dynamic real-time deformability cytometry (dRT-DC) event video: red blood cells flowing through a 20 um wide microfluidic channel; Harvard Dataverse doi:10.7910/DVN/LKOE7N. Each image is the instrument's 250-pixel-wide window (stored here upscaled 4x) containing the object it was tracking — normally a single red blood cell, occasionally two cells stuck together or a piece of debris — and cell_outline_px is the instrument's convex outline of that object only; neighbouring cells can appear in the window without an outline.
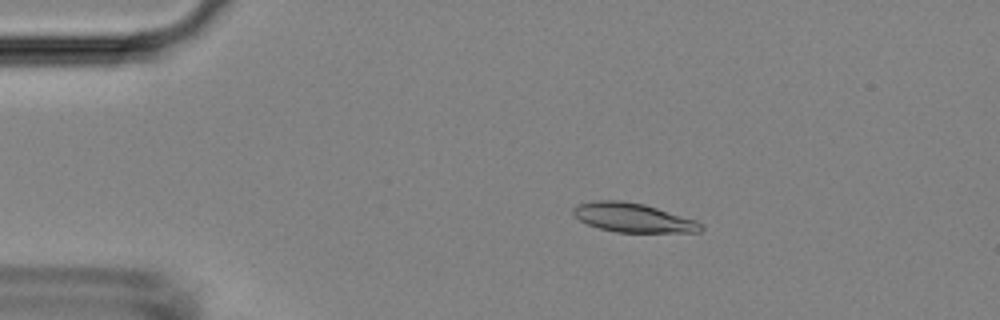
{"species": "Egyptian fruit bat (a non-hibernating species)", "species_latin": "Rousettus aegyptiacus", "temperature_condition": "room temperature", "stored_images_in_passage": 6, "camera_frame_rate_fps": 3000, "um_per_image_px": 0.085, "animal": {"sex": "female"}, "frame": {"image": 1, "passage_image": 2, "time_ms": 1.333, "image_size_px": [1000, 320], "cell_outline_px": [[704, 228], [700, 232], [616, 232], [600, 228], [588, 224], [580, 220], [572, 212], [572, 208], [576, 204], [596, 200], [624, 200], [644, 204], [696, 220], [704, 224]], "centroid_in_image_um": [53.81, 18.49], "position_along_channel_um": 31.2, "area_um2": 21.68}}
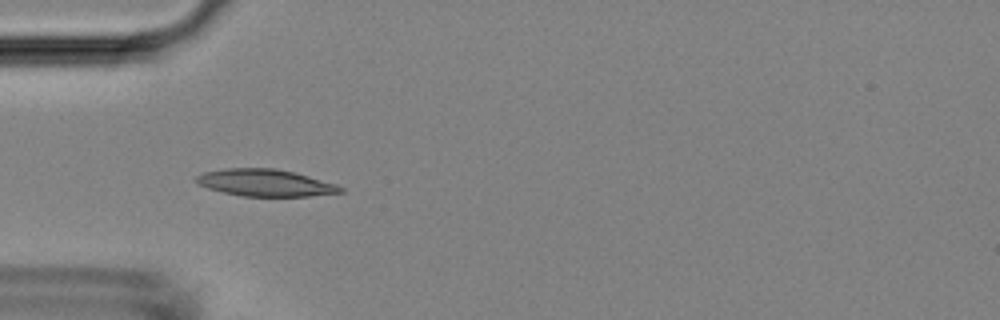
{"frame": {"image": 2, "passage_image": 4, "time_ms": 3.333, "image_size_px": [1000, 320], "cell_outline_px": [[344, 192], [308, 196], [244, 196], [224, 192], [208, 188], [196, 184], [196, 176], [204, 172], [224, 168], [276, 168], [308, 176], [336, 184], [344, 188]], "centroid_in_image_um": [22.53, 15.53], "position_along_channel_um": 62.5, "area_um2": 22.54}}